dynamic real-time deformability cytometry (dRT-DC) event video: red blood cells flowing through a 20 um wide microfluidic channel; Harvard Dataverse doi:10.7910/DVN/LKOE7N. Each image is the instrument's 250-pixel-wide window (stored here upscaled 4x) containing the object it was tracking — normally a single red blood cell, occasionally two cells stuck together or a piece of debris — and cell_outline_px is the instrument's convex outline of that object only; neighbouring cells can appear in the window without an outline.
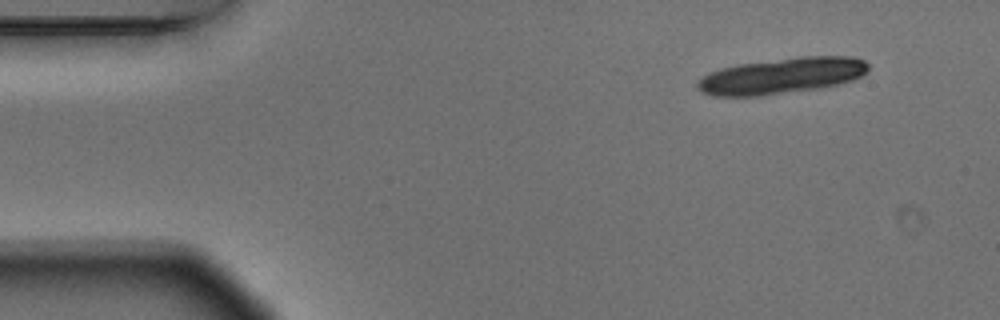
{"species": "Egyptian fruit bat (a non-hibernating species)", "species_latin": "Rousettus aegyptiacus", "temperature_condition": "warm", "stored_images_in_passage": 6, "segment_of_instrument_passage": [2, 2], "camera_frame_rate_fps": 3000, "um_per_image_px": 0.085, "animal": {"sex": "male"}, "frame": {"image": 1, "passage_image": 6, "time_ms": 1.667, "image_size_px": [1000, 320], "cell_outline_px": [[868, 72], [852, 80], [820, 88], [760, 96], [712, 96], [700, 92], [696, 88], [696, 84], [700, 76], [708, 72], [720, 68], [736, 64], [800, 56], [852, 56], [864, 60], [868, 64]], "centroid_in_image_um": [66.38, 6.44], "position_along_channel_um": 18.6, "area_um2": 36.24}}